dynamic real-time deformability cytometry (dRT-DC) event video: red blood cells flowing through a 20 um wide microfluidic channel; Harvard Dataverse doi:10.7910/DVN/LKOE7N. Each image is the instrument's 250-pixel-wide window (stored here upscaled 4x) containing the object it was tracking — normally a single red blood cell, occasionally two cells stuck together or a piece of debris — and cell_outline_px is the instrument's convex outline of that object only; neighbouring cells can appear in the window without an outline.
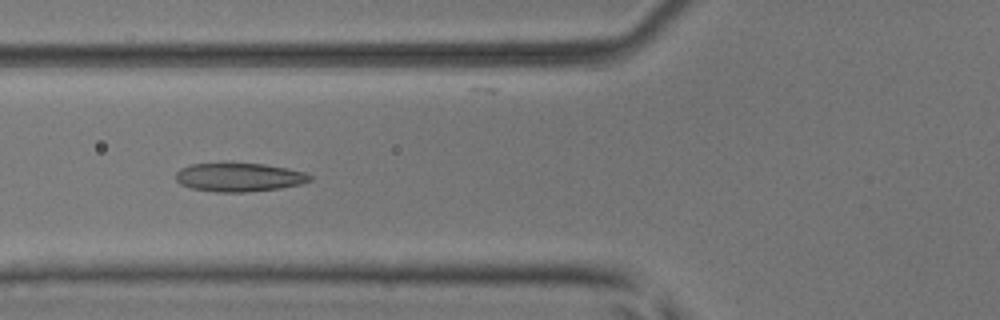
{"species": "common noctule bat (a hibernating species)", "species_latin": "Nyctalus noctula", "temperature_condition": "room temperature", "stored_images_in_passage": 51, "camera_frame_rate_fps": 3000, "um_per_image_px": 0.085, "animal": {"sex": "male", "body_mass_g": 17.9, "forearm_length_mm": 54.2}, "frame": {"image": 1, "passage_image": 20, "time_ms": 6.333, "image_size_px": [1000, 320], "cell_outline_px": [[312, 180], [300, 184], [280, 188], [244, 192], [216, 192], [192, 188], [180, 184], [176, 180], [176, 172], [180, 168], [192, 164], [228, 160], [264, 164], [288, 168], [304, 172], [312, 176]], "centroid_in_image_um": [20.29, 15.02], "position_along_channel_um": 105.5, "area_um2": 23.18}}
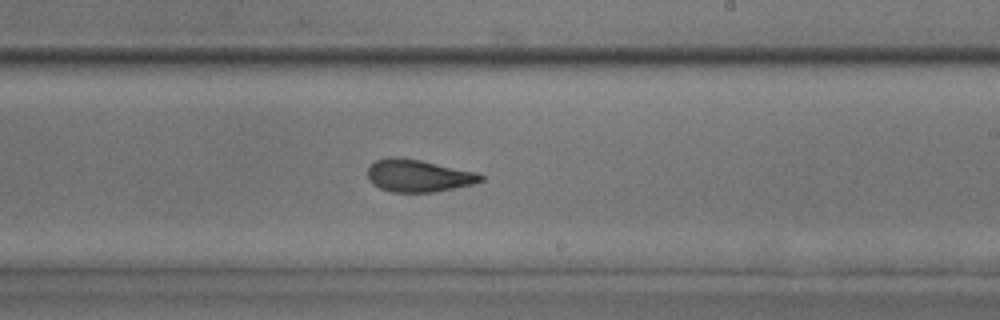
{"frame": {"image": 2, "passage_image": 31, "time_ms": 10.0, "image_size_px": [1000, 320], "cell_outline_px": [[484, 180], [472, 184], [432, 192], [392, 192], [380, 188], [372, 184], [368, 180], [368, 168], [376, 160], [388, 156], [392, 156], [420, 160], [476, 172], [484, 176]], "centroid_in_image_um": [35.53, 14.93], "position_along_channel_um": 253.5, "area_um2": 21.21}}
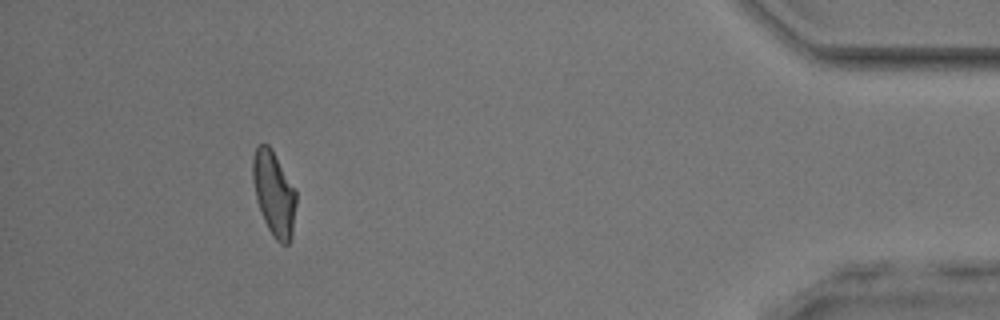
{"frame": {"image": 3, "passage_image": 47, "time_ms": 15.333, "image_size_px": [1000, 320], "cell_outline_px": [[296, 204], [292, 236], [288, 244], [280, 244], [276, 240], [268, 228], [264, 220], [256, 196], [252, 180], [252, 160], [256, 144], [268, 144], [272, 148], [296, 188]], "centroid_in_image_um": [23.3, 16.4], "position_along_channel_um": 411.9, "area_um2": 21.62}, "authors_computed_cell_mechanics": {"area_um2": 21.7906, "velocity_mm_per_s": 4.0552, "shape_relaxation_time_tau1_ms": 5.4976, "shape_relaxation_time_tau2_ms": 1.6001, "deformation_change_tau1": 0.168, "deformation_change_tau2": 0.0913}}